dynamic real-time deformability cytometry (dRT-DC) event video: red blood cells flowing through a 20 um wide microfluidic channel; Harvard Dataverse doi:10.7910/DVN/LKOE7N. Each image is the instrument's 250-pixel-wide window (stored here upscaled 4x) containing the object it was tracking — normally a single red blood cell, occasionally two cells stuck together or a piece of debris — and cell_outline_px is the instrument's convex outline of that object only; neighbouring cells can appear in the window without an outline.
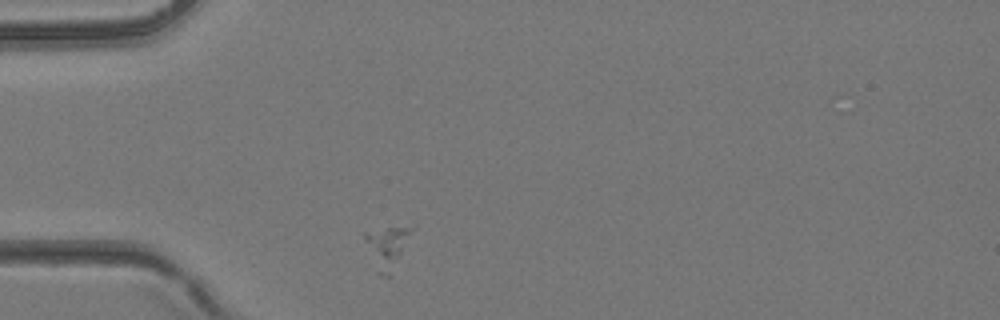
{"species": "common noctule bat (a hibernating species)", "species_latin": "Nyctalus noctula", "temperature_condition": "room temperature", "stored_images_in_passage": 14, "camera_frame_rate_fps": 3000, "um_per_image_px": 0.085, "animal": {"sex": "female", "body_mass_g": 24.6, "forearm_length_mm": 56.2}, "frame": {"image": 1, "passage_image": 2, "time_ms": 0.333, "image_size_px": [1000, 320], "cell_outline_px": [[416, 228], [392, 276], [384, 276], [376, 272], [364, 236], [364, 232], [388, 228], [416, 224]], "centroid_in_image_um": [33.01, 21.0], "position_along_channel_um": 52.0, "area_um2": 11.91}}